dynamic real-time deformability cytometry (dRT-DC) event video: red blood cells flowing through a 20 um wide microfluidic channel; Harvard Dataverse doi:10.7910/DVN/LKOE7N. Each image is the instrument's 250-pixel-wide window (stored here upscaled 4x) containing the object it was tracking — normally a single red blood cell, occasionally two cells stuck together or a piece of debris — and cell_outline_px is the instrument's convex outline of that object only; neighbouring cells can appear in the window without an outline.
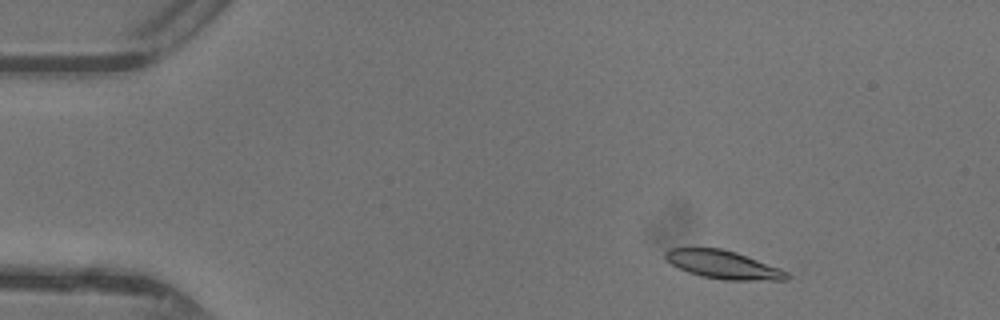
{"species": "common noctule bat (a hibernating species)", "species_latin": "Nyctalus noctula", "temperature_condition": "warm", "stored_images_in_passage": 44, "camera_frame_rate_fps": 3000, "um_per_image_px": 0.085, "animal": {"sex": "female"}, "frame": {"image": 1, "passage_image": 4, "time_ms": 1.0, "image_size_px": [1000, 320], "cell_outline_px": [[792, 276], [788, 280], [724, 280], [700, 276], [688, 272], [672, 264], [664, 256], [664, 252], [668, 248], [720, 248], [736, 252], [780, 268], [788, 272]], "centroid_in_image_um": [61.5, 22.5], "position_along_channel_um": 23.5, "area_um2": 20.0}}
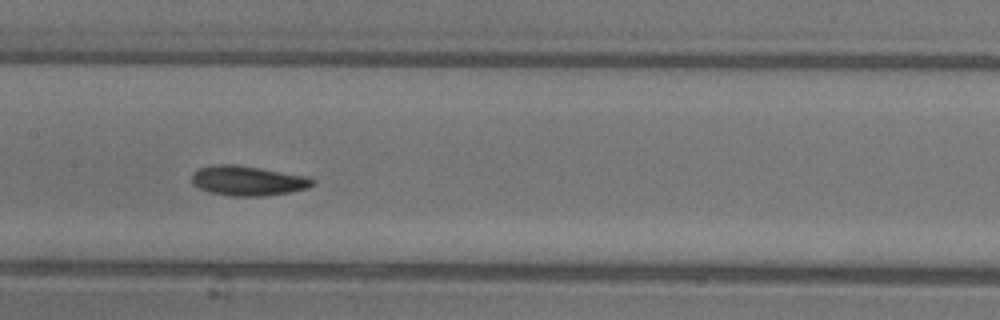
{"frame": {"image": 2, "passage_image": 21, "time_ms": 6.667, "image_size_px": [1000, 320], "cell_outline_px": [[316, 184], [308, 188], [288, 192], [264, 196], [228, 196], [208, 192], [192, 184], [192, 172], [200, 168], [216, 164], [236, 164], [308, 176], [316, 180]], "centroid_in_image_um": [21.07, 15.36], "position_along_channel_um": 186.3, "area_um2": 21.15}}
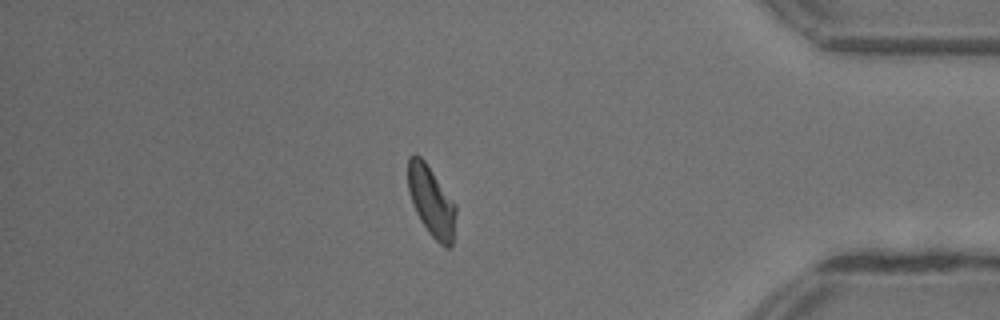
{"frame": {"image": 3, "passage_image": 38, "time_ms": 12.333, "image_size_px": [1000, 320], "cell_outline_px": [[456, 236], [452, 248], [444, 248], [428, 232], [420, 220], [412, 204], [408, 192], [408, 156], [412, 152], [416, 152], [424, 160], [456, 204]], "centroid_in_image_um": [36.69, 17.15], "position_along_channel_um": 398.5, "area_um2": 20.17}, "authors_computed_cell_mechanics": {"area_um2": 20.1722, "velocity_mm_per_s": 4.3703, "shape_relaxation_time_tau1_ms": 3.1238, "shape_relaxation_time_tau2_ms": 2.0066, "deformation_change_tau1": 0.1251, "deformation_change_tau2": 0.0747}}